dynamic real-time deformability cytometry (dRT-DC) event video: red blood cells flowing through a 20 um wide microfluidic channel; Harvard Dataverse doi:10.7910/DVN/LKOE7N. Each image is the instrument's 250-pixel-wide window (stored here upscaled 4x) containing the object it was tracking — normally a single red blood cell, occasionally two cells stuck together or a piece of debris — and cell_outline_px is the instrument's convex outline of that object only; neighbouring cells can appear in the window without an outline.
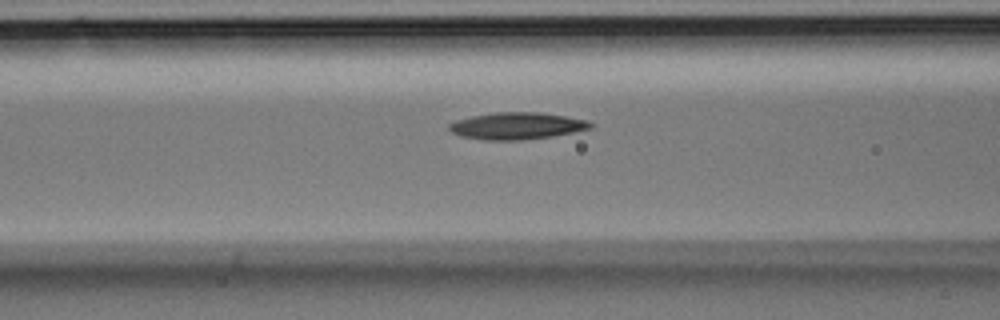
{"species": "Egyptian fruit bat (a non-hibernating species)", "species_latin": "Rousettus aegyptiacus", "temperature_condition": "room temperature", "stored_images_in_passage": 6, "segment_of_instrument_passage": [1, 2], "camera_frame_rate_fps": 3000, "um_per_image_px": 0.085, "animal": {"sex": "male"}, "frame": {"image": 1, "passage_image": 5, "time_ms": 1.333, "image_size_px": [1000, 320], "cell_outline_px": [[596, 124], [592, 128], [576, 132], [552, 136], [520, 140], [484, 140], [460, 136], [452, 132], [448, 128], [448, 124], [456, 120], [472, 116], [496, 112], [540, 112], [568, 116], [588, 120]], "centroid_in_image_um": [43.98, 10.69], "position_along_channel_um": 122.6, "area_um2": 22.43}}